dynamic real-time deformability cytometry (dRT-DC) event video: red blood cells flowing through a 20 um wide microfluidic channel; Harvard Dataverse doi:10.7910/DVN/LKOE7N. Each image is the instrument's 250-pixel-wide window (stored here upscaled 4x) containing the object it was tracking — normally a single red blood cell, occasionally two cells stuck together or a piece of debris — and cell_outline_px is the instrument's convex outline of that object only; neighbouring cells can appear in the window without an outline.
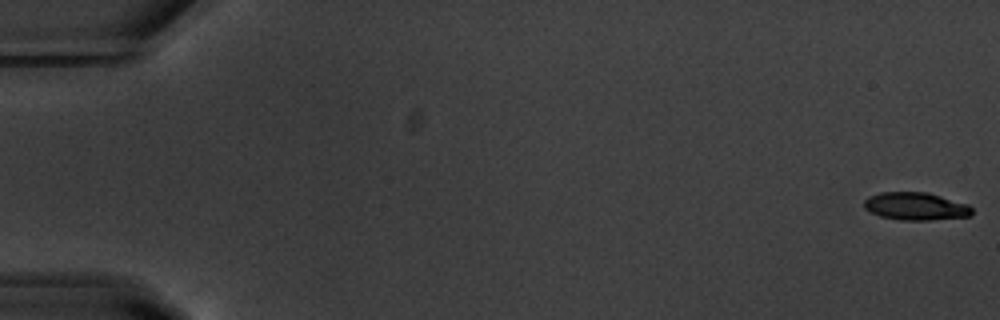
{"species": "common noctule bat (a hibernating species)", "species_latin": "Nyctalus noctula", "temperature_condition": "warm", "stored_images_in_passage": 22, "segment_of_instrument_passage": [1, 2], "camera_frame_rate_fps": 3000, "um_per_image_px": 0.085, "animal": {"sex": "male", "body_mass_g": 20.1, "forearm_length_mm": 53.5}, "frame": {"image": 1, "passage_image": 1, "time_ms": 0.0, "image_size_px": [1000, 320], "cell_outline_px": [[972, 216], [928, 220], [900, 220], [880, 216], [864, 208], [864, 200], [868, 196], [880, 192], [928, 192], [968, 204], [972, 208]], "centroid_in_image_um": [77.84, 17.53], "position_along_channel_um": 7.2, "area_um2": 17.51}}
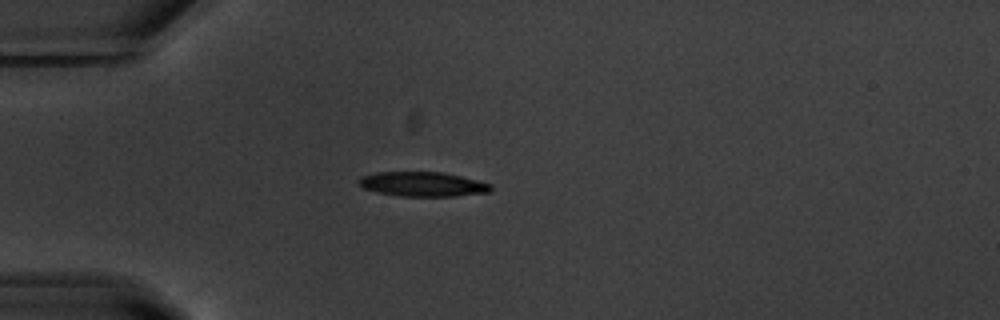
{"frame": {"image": 2, "passage_image": 16, "time_ms": 5.0, "image_size_px": [1000, 320], "cell_outline_px": [[492, 188], [488, 192], [456, 196], [400, 196], [376, 192], [364, 188], [356, 180], [360, 176], [376, 172], [444, 172], [492, 184]], "centroid_in_image_um": [35.89, 15.65], "position_along_channel_um": 49.1, "area_um2": 18.9}}